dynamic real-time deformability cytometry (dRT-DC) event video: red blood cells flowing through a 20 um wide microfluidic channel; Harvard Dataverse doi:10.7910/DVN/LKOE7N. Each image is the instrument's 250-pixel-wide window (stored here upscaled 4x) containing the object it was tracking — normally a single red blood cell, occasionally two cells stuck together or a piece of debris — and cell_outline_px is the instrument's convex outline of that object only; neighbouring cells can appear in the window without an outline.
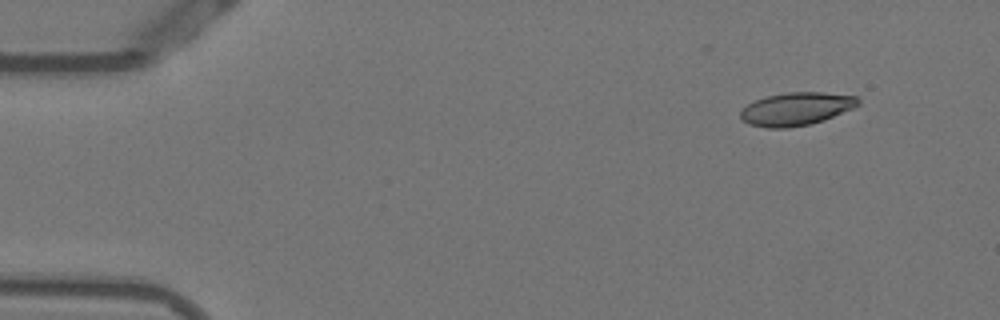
{"species": "Egyptian fruit bat (a non-hibernating species)", "species_latin": "Rousettus aegyptiacus", "temperature_condition": "warm", "stored_images_in_passage": 49, "camera_frame_rate_fps": 3000, "um_per_image_px": 0.085, "animal": {"sex": "female"}, "frame": {"image": 1, "passage_image": 1, "time_ms": 0.0, "image_size_px": [1000, 320], "cell_outline_px": [[860, 104], [852, 108], [824, 120], [812, 124], [788, 128], [764, 128], [748, 124], [740, 120], [740, 112], [748, 104], [756, 100], [768, 96], [788, 92], [824, 92], [856, 96], [860, 100]], "centroid_in_image_um": [67.67, 9.27], "position_along_channel_um": 17.3, "area_um2": 22.72}}
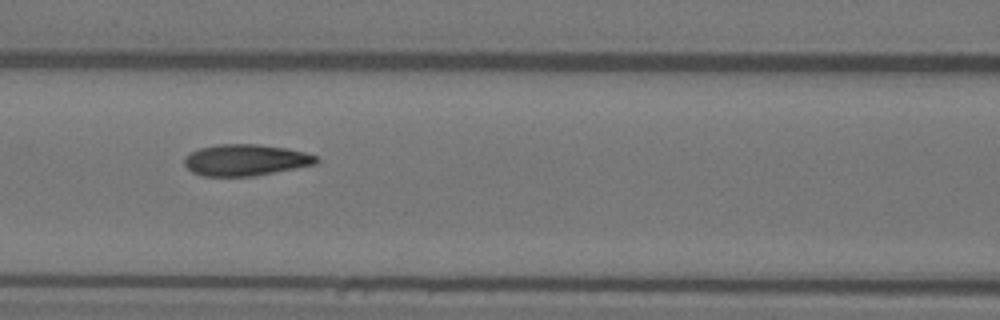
{"frame": {"image": 2, "passage_image": 19, "time_ms": 6.0, "image_size_px": [1000, 320], "cell_outline_px": [[320, 160], [316, 164], [252, 176], [204, 176], [192, 172], [184, 164], [184, 156], [188, 152], [200, 148], [216, 144], [256, 144], [288, 148], [304, 152], [316, 156]], "centroid_in_image_um": [20.84, 13.59], "position_along_channel_um": 145.8, "area_um2": 24.16}}
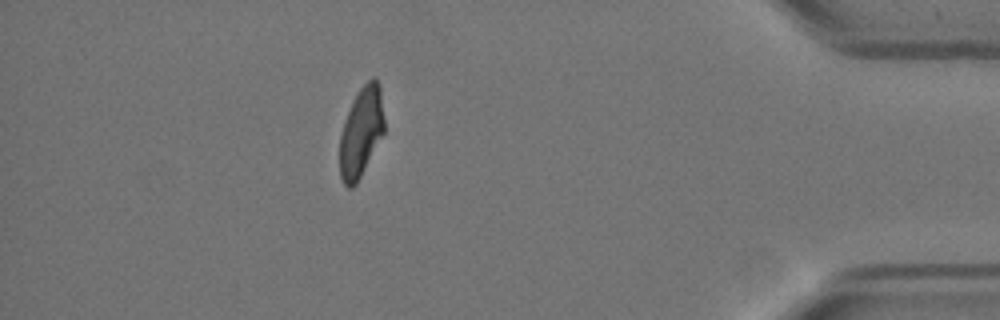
{"frame": {"image": 3, "passage_image": 43, "time_ms": 14.0, "image_size_px": [1000, 320], "cell_outline_px": [[384, 132], [356, 184], [352, 188], [348, 188], [344, 184], [340, 176], [340, 136], [352, 100], [360, 88], [372, 76], [376, 76], [380, 84], [384, 120]], "centroid_in_image_um": [30.71, 11.19], "position_along_channel_um": 404.5, "area_um2": 23.12}, "authors_computed_cell_mechanics": {"area_um2": 23.8714, "velocity_mm_per_s": 3.8165, "shape_relaxation_time_tau1_ms": 5.7709, "shape_relaxation_time_tau2_ms": 1.3459, "deformation_change_tau1": 0.2006, "deformation_change_tau2": 0.0793}}